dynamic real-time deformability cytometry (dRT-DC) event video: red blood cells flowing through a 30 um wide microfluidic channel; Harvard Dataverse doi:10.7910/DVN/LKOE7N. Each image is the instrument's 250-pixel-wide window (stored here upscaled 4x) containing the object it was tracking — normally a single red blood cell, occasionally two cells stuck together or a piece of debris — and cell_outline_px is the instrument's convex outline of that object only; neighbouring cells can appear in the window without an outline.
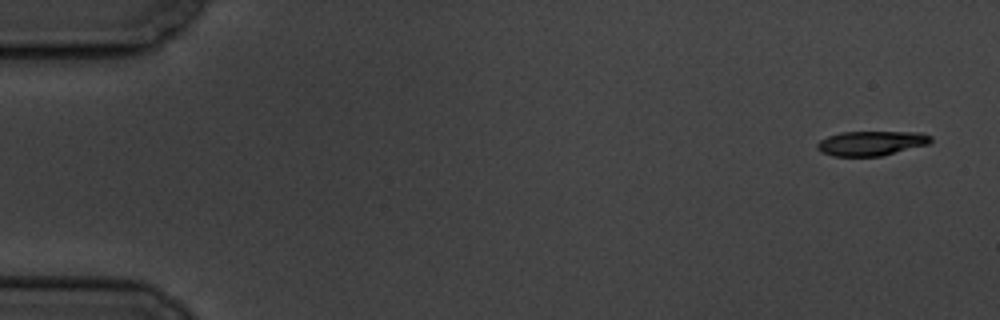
{"species": "common noctule bat (a hibernating species)", "species_latin": "Nyctalus noctula", "temperature_condition": "cold", "stored_images_in_passage": 6, "camera_frame_rate_fps": 3000, "um_per_image_px": 0.085, "animal": {"sex": "male", "body_mass_g": 19.5, "forearm_length_mm": 54.6}, "frame": {"image": 1, "passage_image": 1, "time_ms": 0.0, "image_size_px": [1000, 320], "cell_outline_px": [[932, 140], [928, 144], [880, 156], [832, 156], [820, 152], [816, 148], [816, 144], [820, 140], [828, 136], [840, 132], [920, 132], [932, 136]], "centroid_in_image_um": [74.02, 12.17], "position_along_channel_um": 11.0, "area_um2": 16.3}}
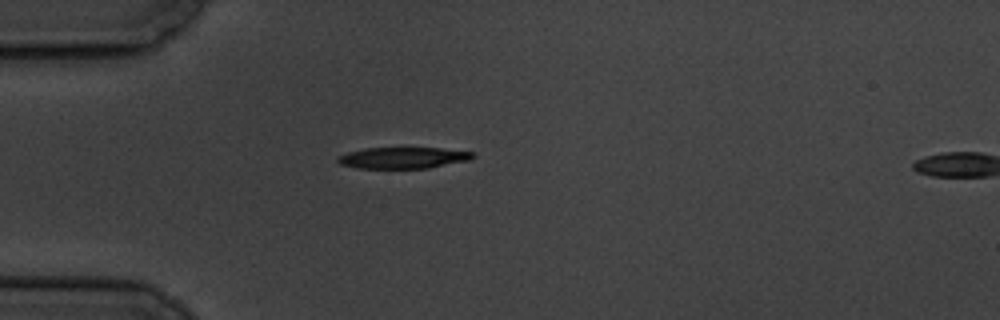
{"frame": {"image": 2, "passage_image": 5, "time_ms": 4.667, "image_size_px": [1000, 320], "cell_outline_px": [[476, 156], [468, 160], [428, 168], [356, 168], [340, 164], [336, 160], [336, 156], [348, 152], [364, 148], [440, 148], [472, 152]], "centroid_in_image_um": [34.2, 13.41], "position_along_channel_um": 50.8, "area_um2": 16.7}}